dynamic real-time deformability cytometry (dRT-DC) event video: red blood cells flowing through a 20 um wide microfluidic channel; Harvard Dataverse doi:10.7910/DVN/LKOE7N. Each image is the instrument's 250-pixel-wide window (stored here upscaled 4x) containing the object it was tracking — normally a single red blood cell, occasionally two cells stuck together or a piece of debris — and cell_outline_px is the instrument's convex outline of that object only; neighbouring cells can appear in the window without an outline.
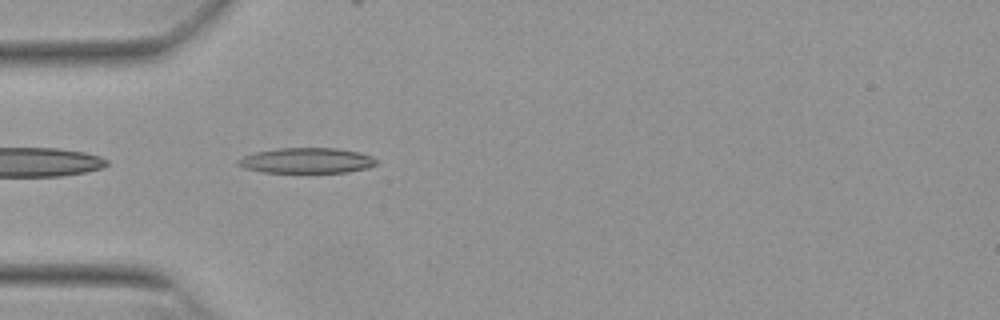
{"species": "Egyptian fruit bat (a non-hibernating species)", "species_latin": "Rousettus aegyptiacus", "temperature_condition": "warm", "stored_images_in_passage": 40, "camera_frame_rate_fps": 3000, "um_per_image_px": 0.085, "animal": {"sex": "female"}, "frame": {"image": 1, "passage_image": 2, "time_ms": 0.333, "image_size_px": [1000, 320], "cell_outline_px": [[376, 164], [368, 168], [348, 172], [264, 172], [244, 168], [236, 164], [236, 160], [244, 156], [256, 152], [276, 148], [336, 148], [360, 152], [372, 156], [376, 160]], "centroid_in_image_um": [26.06, 13.64], "position_along_channel_um": 58.9, "area_um2": 20.46}}
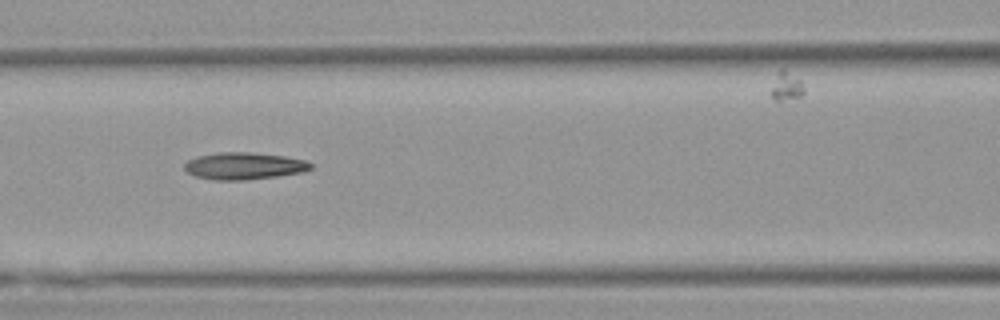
{"frame": {"image": 2, "passage_image": 9, "time_ms": 2.667, "image_size_px": [1000, 320], "cell_outline_px": [[312, 168], [304, 172], [276, 176], [244, 180], [216, 180], [196, 176], [188, 172], [184, 168], [184, 164], [188, 160], [196, 156], [220, 152], [248, 152], [284, 156], [304, 160], [312, 164]], "centroid_in_image_um": [20.73, 14.1], "position_along_channel_um": 145.9, "area_um2": 19.77}}
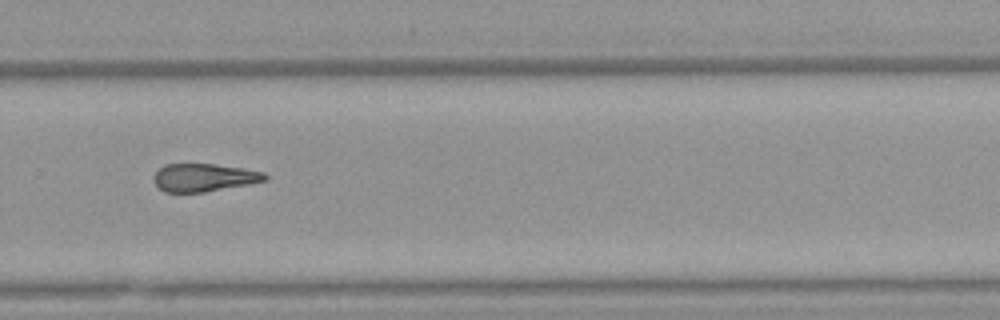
{"frame": {"image": 3, "passage_image": 22, "time_ms": 7.0, "image_size_px": [1000, 320], "cell_outline_px": [[268, 180], [248, 184], [204, 192], [164, 192], [152, 180], [152, 176], [164, 164], [216, 164], [244, 168], [264, 172], [268, 176]], "centroid_in_image_um": [17.34, 15.08], "position_along_channel_um": 312.5, "area_um2": 18.15}, "authors_computed_cell_mechanics": {"area_um2": 18.9873, "velocity_mm_per_s": 3.8601, "shape_relaxation_time_tau1_ms": null, "shape_relaxation_time_tau2_ms": 6.0006, "deformation_change_tau1": null, "deformation_change_tau2": 0.1924}}